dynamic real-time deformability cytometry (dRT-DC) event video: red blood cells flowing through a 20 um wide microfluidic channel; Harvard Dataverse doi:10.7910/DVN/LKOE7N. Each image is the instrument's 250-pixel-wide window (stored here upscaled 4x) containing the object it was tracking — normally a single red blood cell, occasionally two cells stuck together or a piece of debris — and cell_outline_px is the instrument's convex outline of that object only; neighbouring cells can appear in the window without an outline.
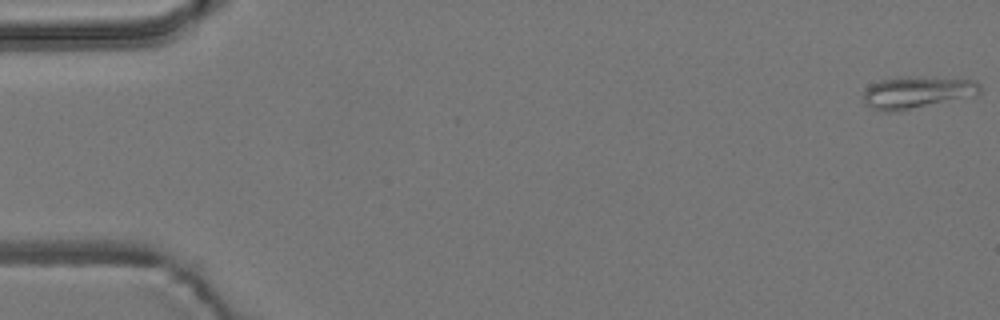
{"species": "common noctule bat (a hibernating species)", "species_latin": "Nyctalus noctula", "temperature_condition": "room temperature", "stored_images_in_passage": 7, "camera_frame_rate_fps": 3000, "um_per_image_px": 0.085, "animal": {"sex": "male", "body_mass_g": 19.2, "forearm_length_mm": 51.8}, "frame": {"image": 1, "passage_image": 1, "time_ms": 0.0, "image_size_px": [1000, 320], "cell_outline_px": [[980, 92], [976, 96], [892, 112], [880, 112], [864, 104], [864, 92], [872, 84], [880, 80], [900, 76], [908, 76], [976, 80], [980, 84]], "centroid_in_image_um": [77.95, 7.85], "position_along_channel_um": 7.0, "area_um2": 21.85}}
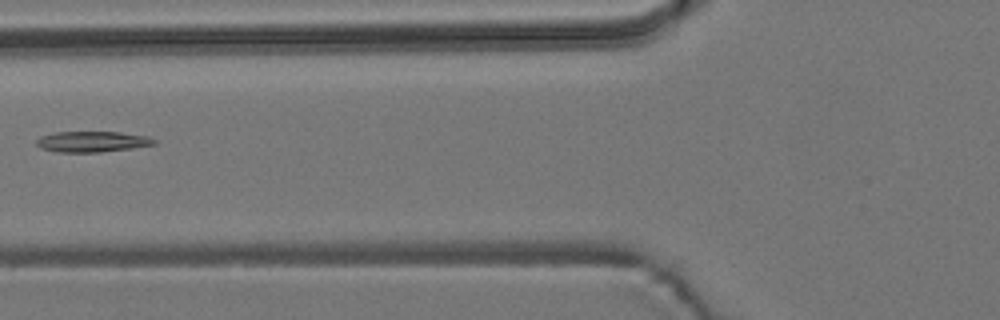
{"frame": {"image": 2, "passage_image": 7, "time_ms": 2.0, "image_size_px": [1000, 320], "cell_outline_px": [[156, 144], [132, 148], [100, 152], [56, 152], [40, 148], [36, 144], [36, 140], [40, 136], [56, 132], [120, 132], [148, 136], [156, 140]], "centroid_in_image_um": [7.83, 12.04], "position_along_channel_um": 118.0, "area_um2": 14.28}}